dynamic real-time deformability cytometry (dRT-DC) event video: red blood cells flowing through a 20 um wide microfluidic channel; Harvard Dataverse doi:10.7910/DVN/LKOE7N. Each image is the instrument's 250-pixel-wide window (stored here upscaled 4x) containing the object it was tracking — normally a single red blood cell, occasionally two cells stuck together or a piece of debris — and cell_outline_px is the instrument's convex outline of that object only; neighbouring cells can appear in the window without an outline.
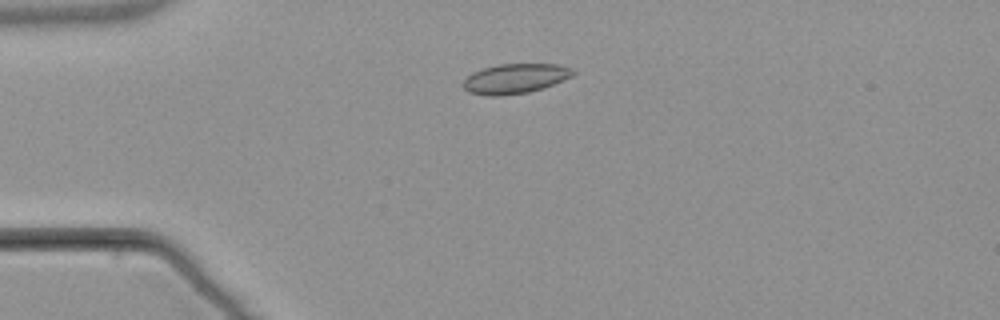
{"species": "common noctule bat (a hibernating species)", "species_latin": "Nyctalus noctula", "temperature_condition": "warm", "stored_images_in_passage": 7, "camera_frame_rate_fps": 3000, "um_per_image_px": 0.085, "animal": {"sex": "male", "body_mass_g": 21.5, "forearm_length_mm": 52.0}, "frame": {"image": 1, "passage_image": 3, "time_ms": 2.333, "image_size_px": [1000, 320], "cell_outline_px": [[576, 72], [572, 76], [544, 88], [528, 92], [500, 96], [492, 96], [468, 92], [460, 84], [472, 72], [484, 68], [500, 64], [560, 64], [572, 68]], "centroid_in_image_um": [43.79, 6.68], "position_along_channel_um": 41.2, "area_um2": 19.13}}
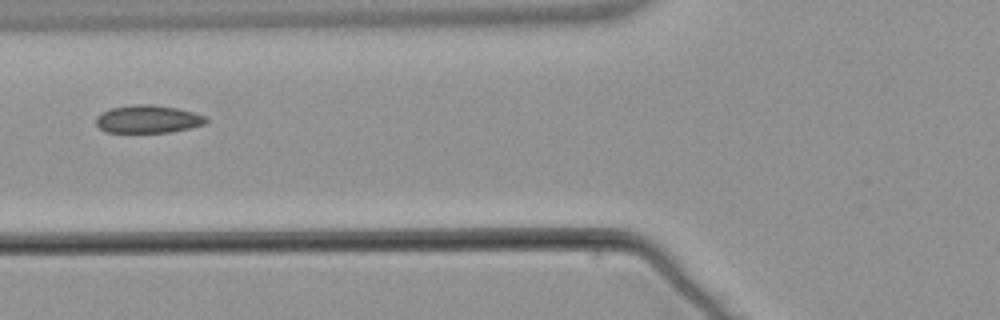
{"frame": {"image": 2, "passage_image": 5, "time_ms": 5.0, "image_size_px": [1000, 320], "cell_outline_px": [[208, 120], [204, 124], [188, 128], [168, 132], [104, 132], [96, 124], [96, 116], [100, 112], [108, 108], [132, 104], [152, 104], [176, 108], [208, 116]], "centroid_in_image_um": [12.53, 10.11], "position_along_channel_um": 113.3, "area_um2": 17.98}}
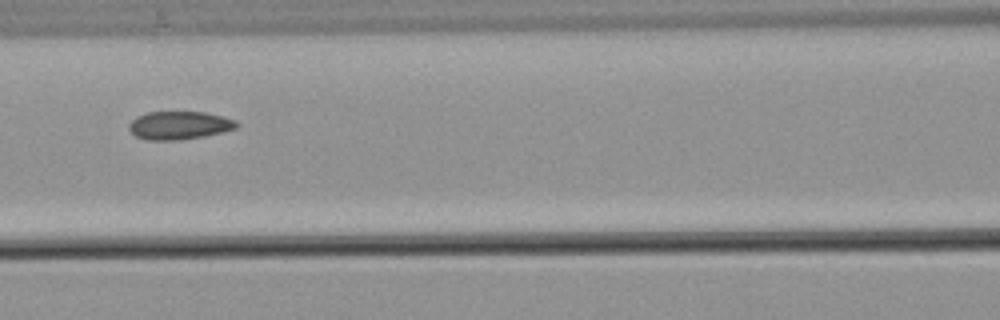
{"frame": {"image": 3, "passage_image": 6, "time_ms": 6.0, "image_size_px": [1000, 320], "cell_outline_px": [[240, 124], [236, 128], [204, 136], [180, 140], [148, 140], [136, 136], [128, 128], [128, 124], [136, 116], [148, 112], [204, 112], [224, 116], [236, 120]], "centroid_in_image_um": [15.24, 10.65], "position_along_channel_um": 151.4, "area_um2": 17.69}}